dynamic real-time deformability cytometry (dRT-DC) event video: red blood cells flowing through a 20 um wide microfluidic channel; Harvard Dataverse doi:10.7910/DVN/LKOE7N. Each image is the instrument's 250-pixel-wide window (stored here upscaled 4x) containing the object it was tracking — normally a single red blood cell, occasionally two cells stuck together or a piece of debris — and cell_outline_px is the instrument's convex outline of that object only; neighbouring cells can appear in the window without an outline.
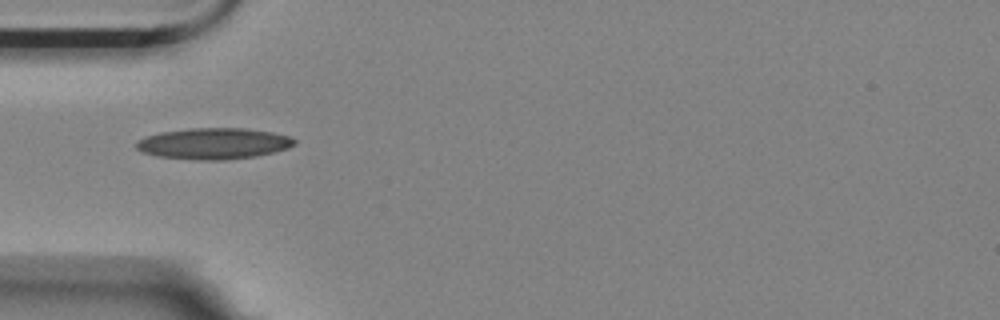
{"species": "Egyptian fruit bat (a non-hibernating species)", "species_latin": "Rousettus aegyptiacus", "temperature_condition": "room temperature", "stored_images_in_passage": 3, "camera_frame_rate_fps": 3000, "um_per_image_px": 0.085, "animal": {"sex": "female"}, "frame": {"image": 1, "passage_image": 1, "time_ms": 0.0, "image_size_px": [1000, 320], "cell_outline_px": [[296, 144], [288, 148], [276, 152], [256, 156], [228, 160], [192, 160], [156, 156], [144, 152], [136, 148], [136, 140], [144, 136], [160, 132], [192, 128], [244, 128], [272, 132], [288, 136], [296, 140]], "centroid_in_image_um": [18.15, 12.21], "position_along_channel_um": 66.8, "area_um2": 29.02}}
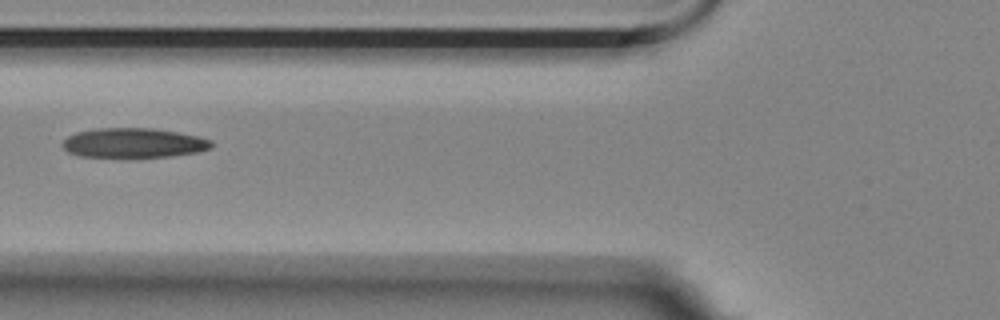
{"frame": {"image": 2, "passage_image": 2, "time_ms": 0.333, "image_size_px": [1000, 320], "cell_outline_px": [[212, 148], [196, 152], [172, 156], [80, 156], [68, 152], [60, 144], [68, 136], [76, 132], [96, 128], [152, 128], [200, 136], [212, 140]], "centroid_in_image_um": [11.36, 12.13], "position_along_channel_um": 114.4, "area_um2": 25.49}}
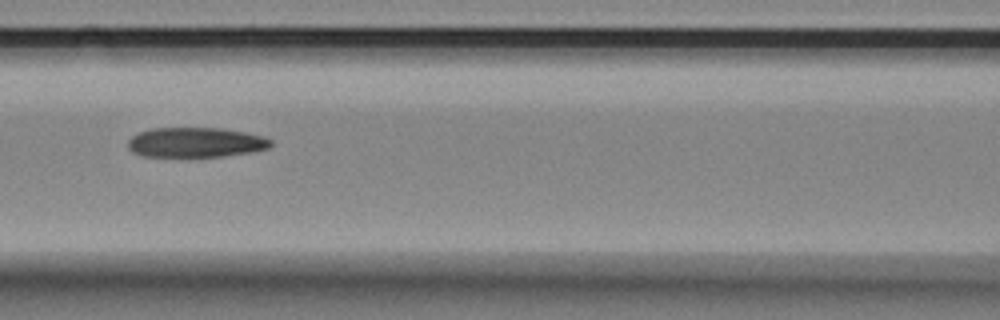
{"frame": {"image": 3, "passage_image": 3, "time_ms": 0.667, "image_size_px": [1000, 320], "cell_outline_px": [[272, 144], [268, 148], [252, 152], [224, 156], [144, 156], [132, 152], [128, 148], [128, 140], [132, 136], [140, 132], [152, 128], [220, 128], [244, 132], [264, 136], [272, 140]], "centroid_in_image_um": [16.64, 12.1], "position_along_channel_um": 150.0, "area_um2": 24.8}}